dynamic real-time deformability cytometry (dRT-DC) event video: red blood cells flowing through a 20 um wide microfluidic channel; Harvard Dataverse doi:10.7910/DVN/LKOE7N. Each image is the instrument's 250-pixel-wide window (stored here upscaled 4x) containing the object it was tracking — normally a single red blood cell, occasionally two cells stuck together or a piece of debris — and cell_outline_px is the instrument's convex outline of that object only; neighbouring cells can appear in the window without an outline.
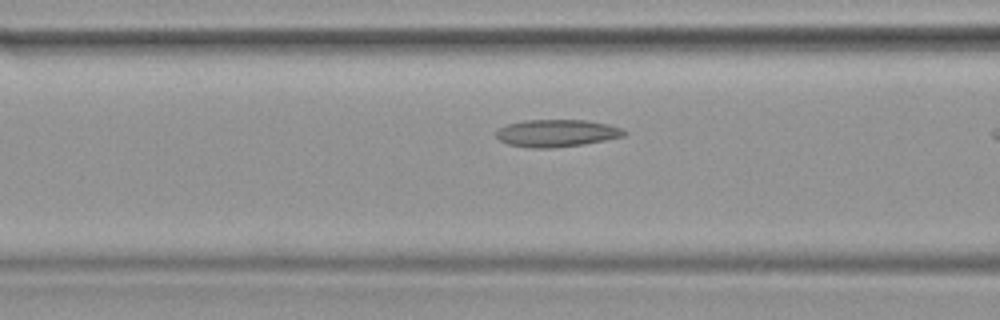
{"species": "common noctule bat (a hibernating species)", "species_latin": "Nyctalus noctula", "temperature_condition": "warm", "stored_images_in_passage": 8, "camera_frame_rate_fps": 3000, "um_per_image_px": 0.085, "animal": {"sex": "female", "body_mass_g": 19.9}, "frame": {"image": 1, "passage_image": 7, "time_ms": 2.0, "image_size_px": [1000, 320], "cell_outline_px": [[628, 132], [624, 136], [584, 144], [552, 148], [532, 148], [508, 144], [500, 140], [496, 136], [496, 132], [500, 128], [508, 124], [524, 120], [588, 120], [608, 124], [620, 128]], "centroid_in_image_um": [47.33, 11.31], "position_along_channel_um": 119.3, "area_um2": 20.29}}